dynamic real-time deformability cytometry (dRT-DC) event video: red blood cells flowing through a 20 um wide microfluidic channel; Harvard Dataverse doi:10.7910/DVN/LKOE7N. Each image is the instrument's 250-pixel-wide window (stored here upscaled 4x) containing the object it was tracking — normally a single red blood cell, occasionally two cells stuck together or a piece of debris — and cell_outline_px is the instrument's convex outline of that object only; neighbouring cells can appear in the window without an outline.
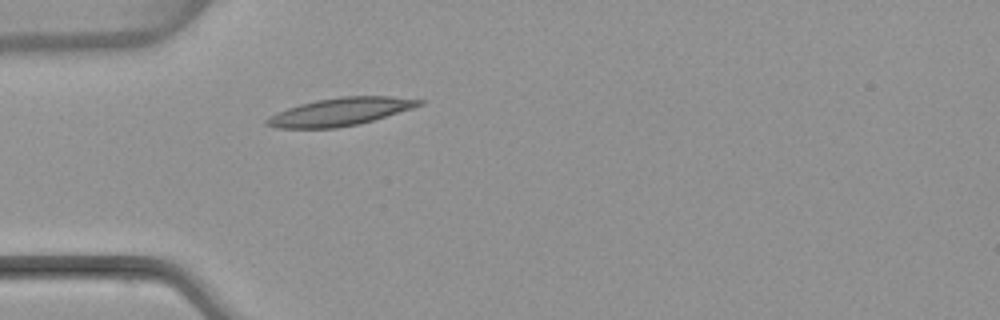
{"species": "common noctule bat (a hibernating species)", "species_latin": "Nyctalus noctula", "temperature_condition": "warm", "stored_images_in_passage": 3, "camera_frame_rate_fps": 3000, "um_per_image_px": 0.085, "animal": {"sex": "female", "body_mass_g": 22.7, "forearm_length_mm": 54.2}, "frame": {"image": 1, "passage_image": 3, "time_ms": 2.667, "image_size_px": [1000, 320], "cell_outline_px": [[424, 104], [412, 108], [360, 124], [336, 128], [276, 128], [264, 124], [264, 120], [268, 116], [288, 108], [300, 104], [316, 100], [344, 96], [388, 96], [424, 100]], "centroid_in_image_um": [28.89, 9.5], "position_along_channel_um": 56.1, "area_um2": 24.62}}